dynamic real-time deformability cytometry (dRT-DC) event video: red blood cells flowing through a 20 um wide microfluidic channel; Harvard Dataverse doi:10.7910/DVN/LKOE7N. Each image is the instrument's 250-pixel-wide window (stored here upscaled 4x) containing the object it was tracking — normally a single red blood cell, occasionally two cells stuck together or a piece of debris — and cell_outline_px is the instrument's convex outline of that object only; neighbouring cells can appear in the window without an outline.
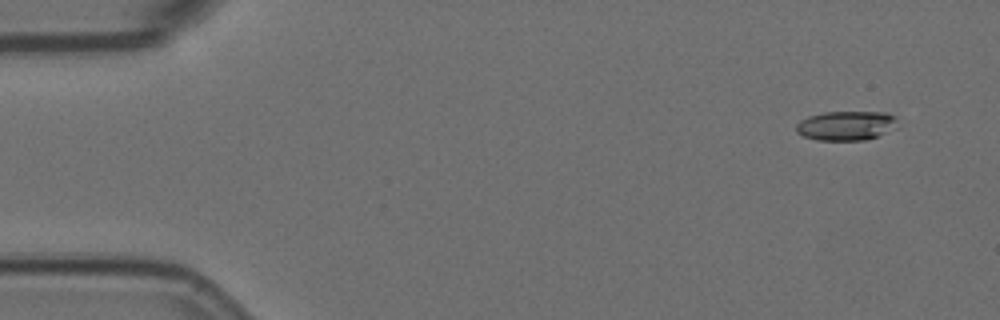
{"species": "Egyptian fruit bat (a non-hibernating species)", "species_latin": "Rousettus aegyptiacus", "temperature_condition": "room temperature", "stored_images_in_passage": 7, "camera_frame_rate_fps": 3000, "um_per_image_px": 0.085, "animal": {"sex": "female"}, "frame": {"image": 1, "passage_image": 1, "time_ms": 0.0, "image_size_px": [1000, 320], "cell_outline_px": [[900, 128], [864, 140], [816, 140], [804, 136], [796, 132], [796, 124], [800, 120], [808, 116], [824, 112], [888, 112], [896, 116]], "centroid_in_image_um": [71.98, 10.67], "position_along_channel_um": 13.0, "area_um2": 17.69}}
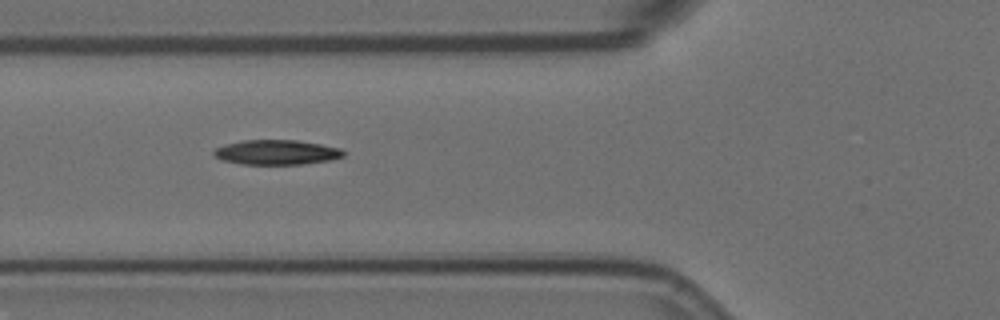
{"frame": {"image": 2, "passage_image": 6, "time_ms": 1.667, "image_size_px": [1000, 320], "cell_outline_px": [[344, 156], [328, 160], [300, 164], [240, 164], [224, 160], [216, 156], [212, 152], [216, 148], [224, 144], [244, 140], [296, 140], [320, 144], [340, 148], [344, 152]], "centroid_in_image_um": [23.49, 12.94], "position_along_channel_um": 102.3, "area_um2": 18.5}}
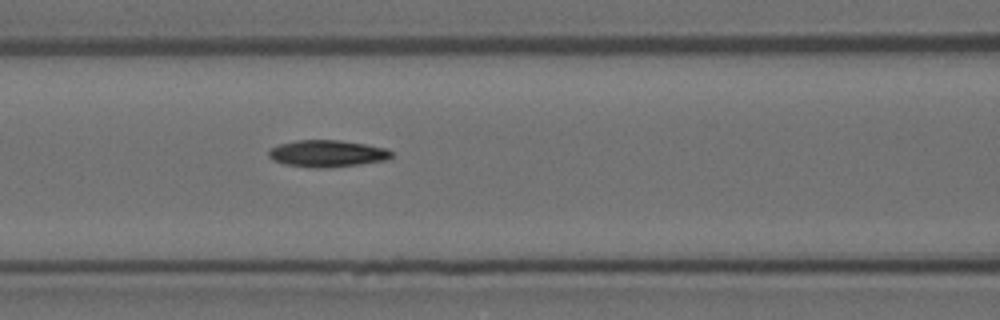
{"frame": {"image": 3, "passage_image": 7, "time_ms": 2.0, "image_size_px": [1000, 320], "cell_outline_px": [[392, 156], [384, 160], [360, 164], [328, 168], [308, 168], [284, 164], [272, 160], [268, 156], [268, 152], [272, 148], [280, 144], [296, 140], [340, 140], [364, 144], [384, 148], [392, 152]], "centroid_in_image_um": [27.76, 13.06], "position_along_channel_um": 138.8, "area_um2": 19.19}}